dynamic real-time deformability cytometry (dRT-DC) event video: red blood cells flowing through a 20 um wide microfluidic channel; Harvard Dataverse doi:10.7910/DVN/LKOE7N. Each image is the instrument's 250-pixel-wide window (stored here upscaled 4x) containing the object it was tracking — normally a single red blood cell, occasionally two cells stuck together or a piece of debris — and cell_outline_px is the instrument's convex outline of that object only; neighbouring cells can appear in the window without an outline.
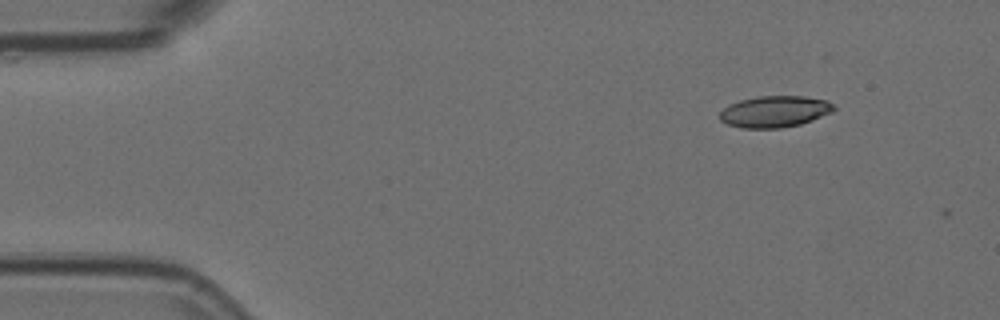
{"species": "Egyptian fruit bat (a non-hibernating species)", "species_latin": "Rousettus aegyptiacus", "temperature_condition": "room temperature", "stored_images_in_passage": 3, "camera_frame_rate_fps": 3000, "um_per_image_px": 0.085, "animal": {"sex": "female"}, "frame": {"image": 1, "passage_image": 1, "time_ms": 0.0, "image_size_px": [1000, 320], "cell_outline_px": [[836, 108], [832, 112], [812, 120], [800, 124], [780, 128], [740, 128], [728, 124], [720, 120], [720, 112], [728, 104], [740, 100], [756, 96], [804, 96], [828, 100]], "centroid_in_image_um": [65.84, 9.47], "position_along_channel_um": 19.2, "area_um2": 20.98}}